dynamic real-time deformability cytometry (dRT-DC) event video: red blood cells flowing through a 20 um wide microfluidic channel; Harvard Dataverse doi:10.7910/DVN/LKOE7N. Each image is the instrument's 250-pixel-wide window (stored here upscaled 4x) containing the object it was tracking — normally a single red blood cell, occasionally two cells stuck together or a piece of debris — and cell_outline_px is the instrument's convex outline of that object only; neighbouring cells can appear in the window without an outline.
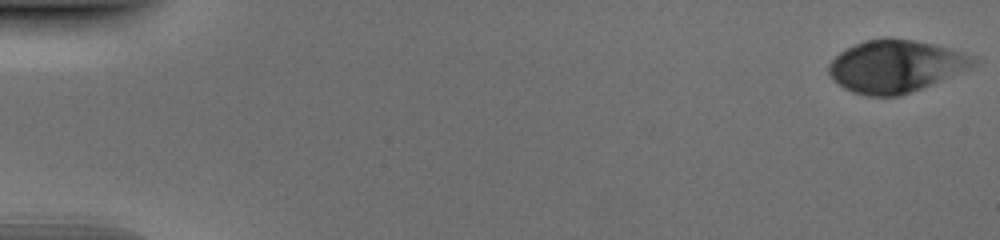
{"species": "human", "species_latin": "Homo sapiens", "temperature_condition": "cold", "stored_images_in_passage": 52, "camera_frame_rate_fps": 3000, "um_per_image_px": 0.085, "donor": {"sex": "male"}, "frame": {"image": 1, "passage_image": 1, "time_ms": 0.0, "image_size_px": [1000, 240], "cell_outline_px": [[980, 60], [972, 68], [932, 84], [900, 96], [868, 96], [852, 92], [836, 84], [828, 72], [828, 64], [840, 52], [864, 40], [912, 40], [932, 44], [948, 48], [976, 56]], "centroid_in_image_um": [76.15, 5.66], "position_along_channel_um": 8.8, "area_um2": 43.75}}
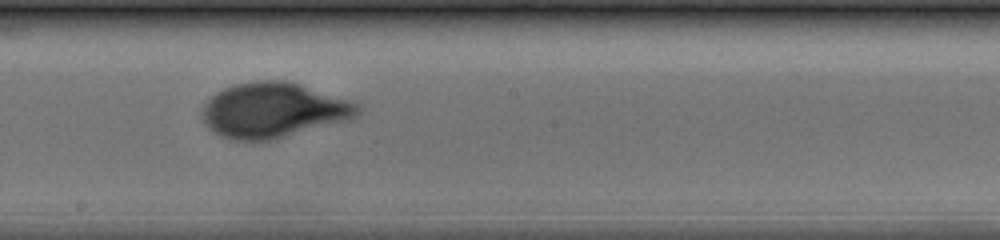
{"frame": {"image": 2, "passage_image": 30, "time_ms": 9.667, "image_size_px": [1000, 240], "cell_outline_px": [[360, 112], [356, 116], [348, 120], [272, 140], [252, 144], [232, 140], [220, 136], [208, 128], [200, 112], [204, 104], [216, 92], [224, 88], [236, 84], [256, 80], [284, 80], [356, 104], [360, 108]], "centroid_in_image_um": [23.13, 9.42], "position_along_channel_um": 225.1, "area_um2": 49.65}}
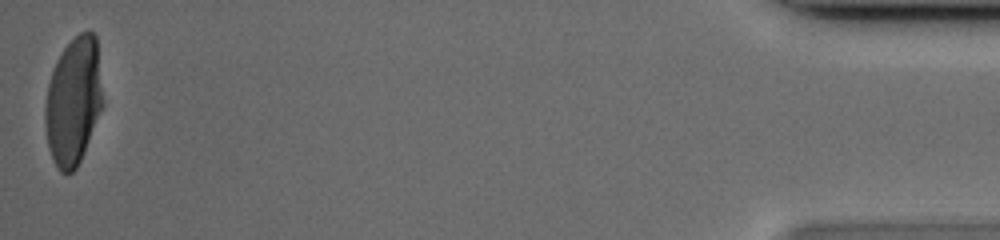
{"frame": {"image": 3, "passage_image": 52, "time_ms": 17.0, "image_size_px": [1000, 240], "cell_outline_px": [[104, 104], [80, 160], [76, 168], [72, 172], [60, 172], [52, 160], [48, 148], [44, 124], [44, 108], [48, 84], [56, 60], [64, 48], [80, 32], [88, 28], [96, 36], [104, 100]], "centroid_in_image_um": [6.24, 8.59], "position_along_channel_um": 429.0, "area_um2": 43.23}}